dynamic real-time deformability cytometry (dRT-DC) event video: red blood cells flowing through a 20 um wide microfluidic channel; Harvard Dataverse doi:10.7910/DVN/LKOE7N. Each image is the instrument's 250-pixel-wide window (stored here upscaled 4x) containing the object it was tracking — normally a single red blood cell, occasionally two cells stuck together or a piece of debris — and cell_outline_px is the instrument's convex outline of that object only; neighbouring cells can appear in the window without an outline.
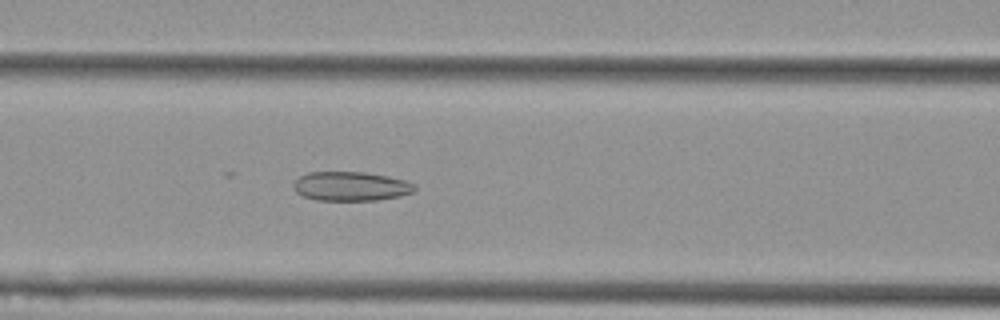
{"species": "Egyptian fruit bat (a non-hibernating species)", "species_latin": "Rousettus aegyptiacus", "temperature_condition": "cold", "stored_images_in_passage": 53, "camera_frame_rate_fps": 3000, "um_per_image_px": 0.085, "animal": {"sex": "female"}, "frame": {"image": 1, "passage_image": 21, "time_ms": 6.667, "image_size_px": [1000, 320], "cell_outline_px": [[416, 188], [412, 192], [400, 196], [376, 200], [316, 200], [304, 196], [296, 192], [292, 188], [292, 184], [300, 176], [308, 172], [364, 172], [388, 176], [404, 180], [412, 184]], "centroid_in_image_um": [29.78, 15.83], "position_along_channel_um": 136.8, "area_um2": 20.52}}
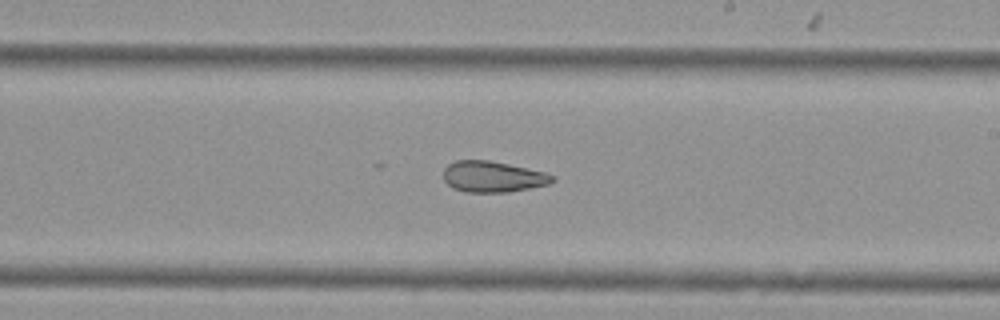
{"frame": {"image": 2, "passage_image": 30, "time_ms": 9.667, "image_size_px": [1000, 320], "cell_outline_px": [[556, 180], [548, 184], [508, 192], [464, 192], [452, 188], [444, 180], [444, 168], [448, 164], [456, 160], [488, 160], [508, 164], [544, 172], [556, 176]], "centroid_in_image_um": [41.87, 15.02], "position_along_channel_um": 247.1, "area_um2": 19.65}}
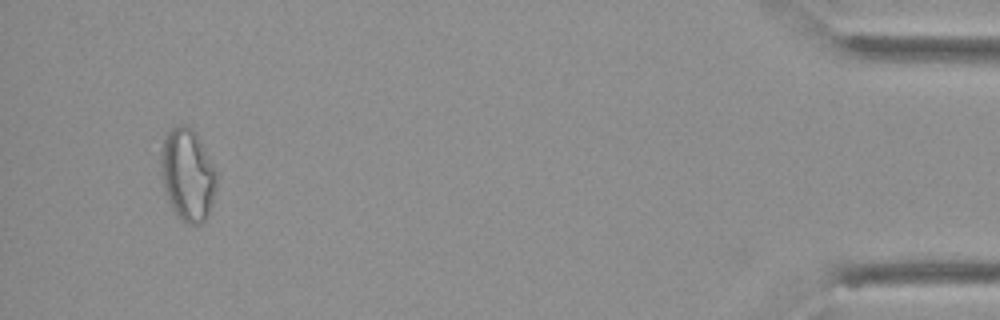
{"frame": {"image": 3, "passage_image": 50, "time_ms": 16.333, "image_size_px": [1000, 320], "cell_outline_px": [[216, 192], [208, 216], [200, 224], [188, 224], [176, 216], [168, 200], [164, 188], [160, 172], [160, 148], [164, 136], [172, 128], [180, 124], [188, 124], [196, 132], [216, 168]], "centroid_in_image_um": [15.94, 14.83], "position_along_channel_um": 419.3, "area_um2": 30.58}, "authors_computed_cell_mechanics": {"area_um2": 24.6228, "velocity_mm_per_s": 3.6946, "shape_relaxation_time_tau1_ms": null, "shape_relaxation_time_tau2_ms": 3.6104, "deformation_change_tau1": null, "deformation_change_tau2": 0.1121}}